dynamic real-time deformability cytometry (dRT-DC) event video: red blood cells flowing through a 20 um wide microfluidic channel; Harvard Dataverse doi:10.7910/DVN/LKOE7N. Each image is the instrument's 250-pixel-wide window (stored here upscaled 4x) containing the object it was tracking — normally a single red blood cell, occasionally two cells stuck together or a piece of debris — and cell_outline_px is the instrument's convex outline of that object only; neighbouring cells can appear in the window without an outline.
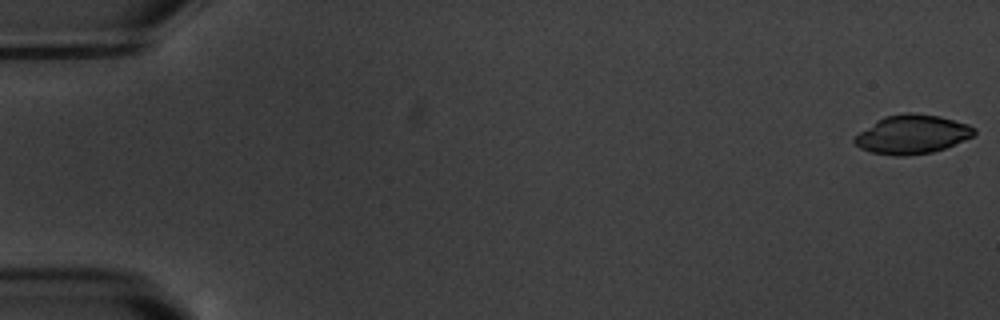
{"species": "common noctule bat (a hibernating species)", "species_latin": "Nyctalus noctula", "temperature_condition": "warm", "stored_images_in_passage": 6, "segment_of_instrument_passage": [1, 2], "camera_frame_rate_fps": 3000, "um_per_image_px": 0.085, "animal": {"sex": "male", "body_mass_g": 20.1, "forearm_length_mm": 53.5}, "frame": {"image": 1, "passage_image": 1, "time_ms": 0.0, "image_size_px": [1000, 320], "cell_outline_px": [[976, 132], [972, 136], [944, 148], [932, 152], [904, 156], [896, 156], [872, 152], [860, 148], [852, 140], [860, 132], [876, 120], [884, 116], [904, 112], [912, 112], [940, 116], [968, 124], [976, 128]], "centroid_in_image_um": [77.52, 11.4], "position_along_channel_um": 7.5, "area_um2": 26.99}}
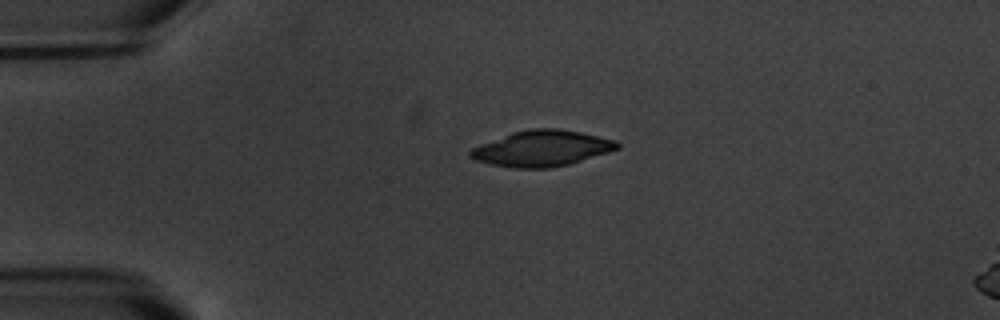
{"frame": {"image": 2, "passage_image": 4, "time_ms": 4.333, "image_size_px": [1000, 320], "cell_outline_px": [[620, 148], [608, 152], [568, 164], [548, 168], [512, 168], [492, 164], [476, 160], [468, 156], [468, 152], [472, 148], [480, 144], [512, 132], [532, 128], [556, 128], [580, 132], [616, 140], [620, 144]], "centroid_in_image_um": [46.04, 12.61], "position_along_channel_um": 39.0, "area_um2": 30.52}}